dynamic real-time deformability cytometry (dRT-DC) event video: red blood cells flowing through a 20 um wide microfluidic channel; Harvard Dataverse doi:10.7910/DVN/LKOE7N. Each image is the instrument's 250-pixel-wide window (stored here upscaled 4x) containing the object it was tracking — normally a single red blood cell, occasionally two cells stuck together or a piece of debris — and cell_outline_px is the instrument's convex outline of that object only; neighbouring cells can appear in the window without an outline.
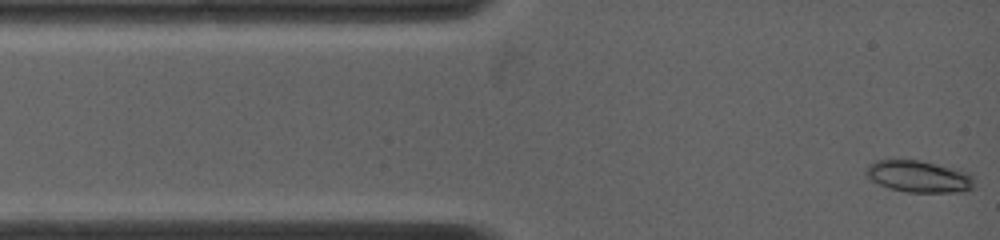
{"species": "common noctule bat (a hibernating species)", "species_latin": "Nyctalus noctula", "temperature_condition": "warm", "stored_images_in_passage": 66, "camera_frame_rate_fps": 5000, "um_per_image_px": 0.085, "animal": {"sex": "female", "body_mass_g": 19.0, "forearm_length_mm": 53.3}, "frame": {"image": 1, "passage_image": 1, "time_ms": 0.0, "image_size_px": [1000, 240], "cell_outline_px": [[972, 188], [964, 192], [908, 192], [892, 188], [880, 184], [872, 180], [864, 172], [864, 168], [876, 160], [920, 160], [968, 172], [972, 176]], "centroid_in_image_um": [78.08, 14.99], "position_along_channel_um": 6.9, "area_um2": 19.77}}
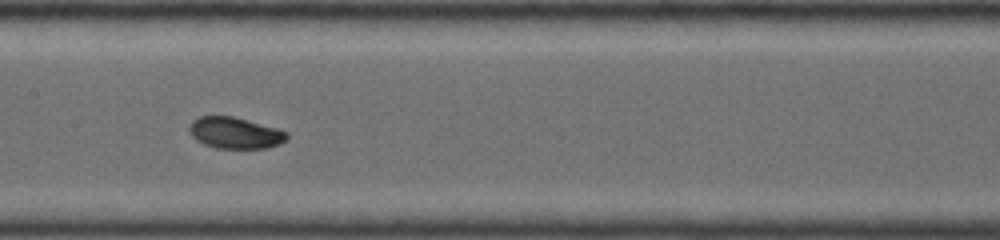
{"frame": {"image": 2, "passage_image": 30, "time_ms": 5.8, "image_size_px": [1000, 240], "cell_outline_px": [[288, 136], [280, 144], [264, 148], [216, 148], [204, 144], [196, 140], [192, 136], [188, 128], [192, 120], [200, 116], [232, 116], [276, 128], [288, 132]], "centroid_in_image_um": [19.95, 11.29], "position_along_channel_um": 187.5, "area_um2": 17.69}}
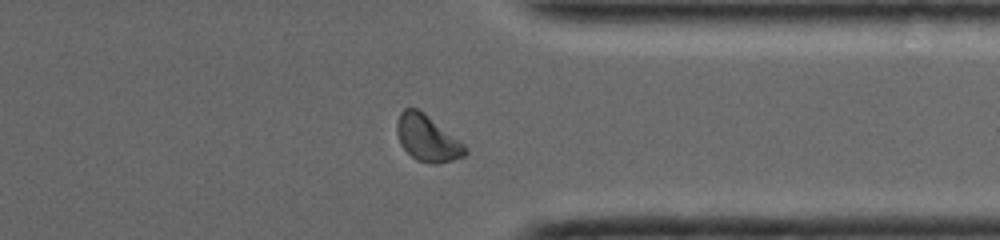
{"frame": {"image": 3, "passage_image": 54, "time_ms": 10.6, "image_size_px": [1000, 240], "cell_outline_px": [[468, 152], [464, 156], [452, 160], [436, 164], [432, 164], [416, 160], [400, 144], [396, 132], [396, 120], [400, 112], [404, 108], [416, 108], [424, 112], [464, 144], [468, 148]], "centroid_in_image_um": [36.31, 11.74], "position_along_channel_um": 375.1, "area_um2": 18.44}, "authors_computed_cell_mechanics": {"area_um2": 17.8602, "velocity_mm_per_s": 3.9561, "shape_relaxation_time_tau1_ms": 3.1189, "shape_relaxation_time_tau2_ms": null, "deformation_change_tau1": 0.1118, "deformation_change_tau2": null}}